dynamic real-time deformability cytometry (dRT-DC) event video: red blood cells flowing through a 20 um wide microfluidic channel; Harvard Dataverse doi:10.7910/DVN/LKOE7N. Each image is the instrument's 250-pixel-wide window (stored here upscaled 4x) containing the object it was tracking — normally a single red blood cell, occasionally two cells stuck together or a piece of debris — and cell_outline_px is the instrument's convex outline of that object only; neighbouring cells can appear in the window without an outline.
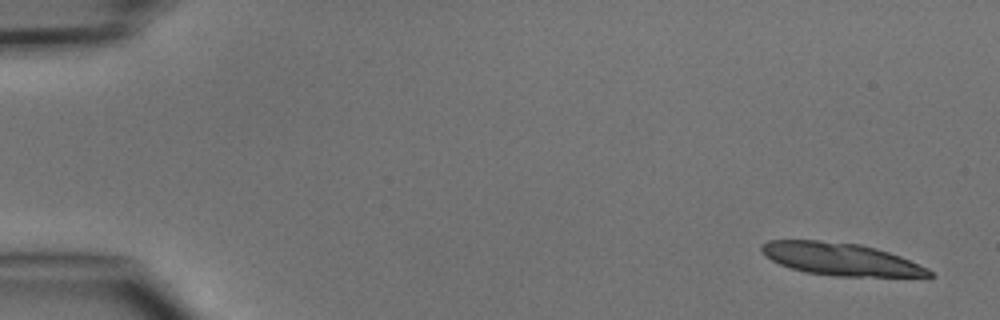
{"species": "common noctule bat (a hibernating species)", "species_latin": "Nyctalus noctula", "temperature_condition": "cold", "stored_images_in_passage": 4, "camera_frame_rate_fps": 3000, "um_per_image_px": 0.085, "animal": {"sex": "male", "body_mass_g": 15.6}, "frame": {"image": 1, "passage_image": 1, "time_ms": 0.0, "image_size_px": [1000, 320], "cell_outline_px": [[932, 276], [836, 276], [804, 272], [780, 264], [764, 256], [760, 252], [760, 244], [768, 240], [816, 240], [860, 244], [876, 248], [900, 256], [928, 268], [932, 272]], "centroid_in_image_um": [71.39, 22.01], "position_along_channel_um": 13.6, "area_um2": 31.56}}